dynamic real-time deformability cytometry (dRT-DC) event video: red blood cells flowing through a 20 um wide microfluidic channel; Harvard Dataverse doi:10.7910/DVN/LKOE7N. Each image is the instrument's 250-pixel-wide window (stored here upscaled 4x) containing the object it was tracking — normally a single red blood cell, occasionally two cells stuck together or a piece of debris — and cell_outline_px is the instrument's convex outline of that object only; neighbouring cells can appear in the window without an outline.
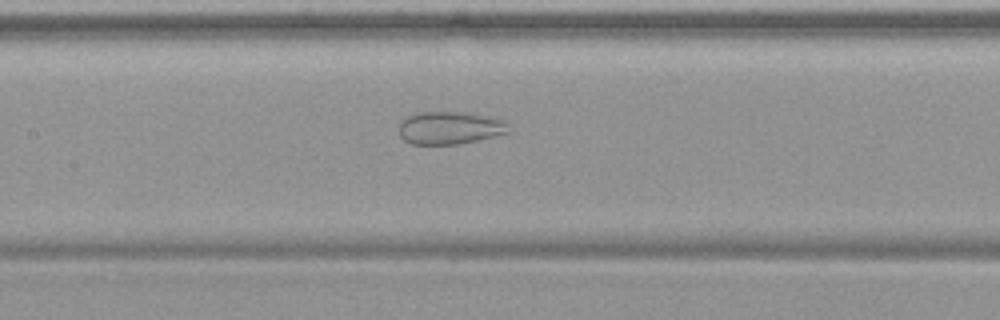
{"species": "common noctule bat (a hibernating species)", "species_latin": "Nyctalus noctula", "temperature_condition": "warm", "stored_images_in_passage": 55, "camera_frame_rate_fps": 3000, "um_per_image_px": 0.085, "animal": {"sex": "female", "body_mass_g": 19.9}, "frame": {"image": 1, "passage_image": 26, "time_ms": 8.333, "image_size_px": [1000, 320], "cell_outline_px": [[508, 132], [476, 140], [456, 144], [412, 144], [404, 140], [400, 136], [400, 120], [416, 112], [460, 112], [484, 116], [504, 120], [508, 124]], "centroid_in_image_um": [38.17, 10.86], "position_along_channel_um": 169.2, "area_um2": 20.58}}
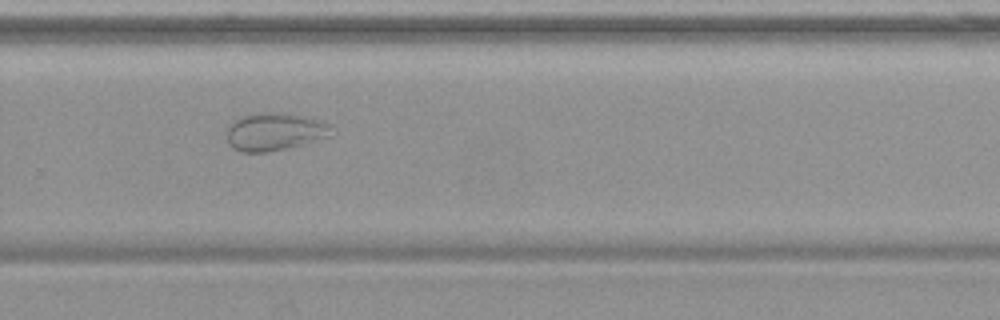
{"frame": {"image": 2, "passage_image": 37, "time_ms": 12.0, "image_size_px": [1000, 320], "cell_outline_px": [[336, 128], [328, 136], [300, 144], [284, 148], [264, 152], [240, 152], [232, 148], [228, 144], [228, 128], [236, 120], [244, 116], [280, 112], [288, 112], [308, 116], [324, 120]], "centroid_in_image_um": [23.42, 11.18], "position_along_channel_um": 306.4, "area_um2": 22.77}}
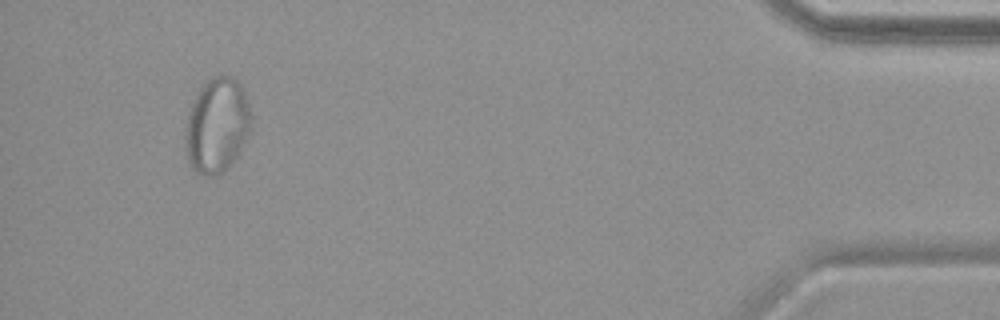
{"frame": {"image": 3, "passage_image": 51, "time_ms": 16.667, "image_size_px": [1000, 320], "cell_outline_px": [[252, 132], [240, 152], [216, 176], [204, 176], [196, 172], [192, 168], [188, 160], [184, 128], [188, 112], [196, 92], [212, 76], [232, 76], [240, 84], [248, 100], [252, 116]], "centroid_in_image_um": [18.46, 10.64], "position_along_channel_um": 416.7, "area_um2": 36.76}}